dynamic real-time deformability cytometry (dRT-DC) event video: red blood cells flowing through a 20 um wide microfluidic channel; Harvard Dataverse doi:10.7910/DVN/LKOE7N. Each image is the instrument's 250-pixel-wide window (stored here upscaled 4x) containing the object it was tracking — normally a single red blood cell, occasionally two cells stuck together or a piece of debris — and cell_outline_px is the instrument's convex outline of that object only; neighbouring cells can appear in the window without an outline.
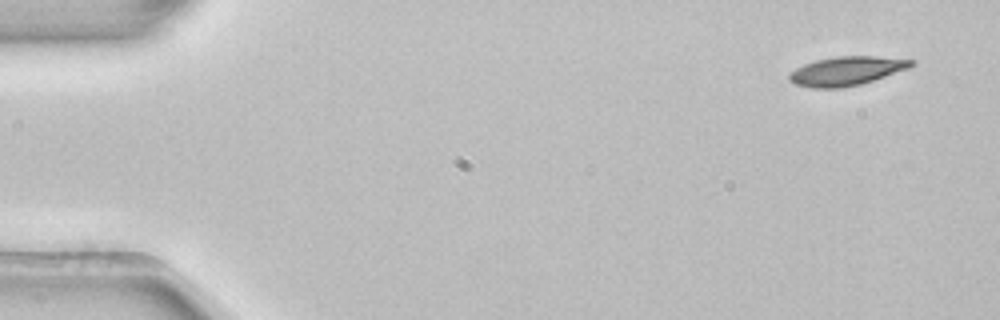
{"species": "common noctule bat (a hibernating species)", "species_latin": "Nyctalus noctula", "temperature_condition": "room temperature", "stored_images_in_passage": 5, "camera_frame_rate_fps": 3000, "um_per_image_px": 0.085, "animal": {"sex": "female", "body_mass_g": 22.7, "forearm_length_mm": 54.2}, "frame": {"image": 1, "passage_image": 1, "time_ms": 0.0, "image_size_px": [1000, 320], "cell_outline_px": [[916, 64], [908, 68], [860, 84], [840, 88], [812, 88], [796, 84], [788, 80], [788, 72], [804, 64], [816, 60], [836, 56], [876, 56], [916, 60]], "centroid_in_image_um": [71.93, 6.02], "position_along_channel_um": 13.1, "area_um2": 20.52}}
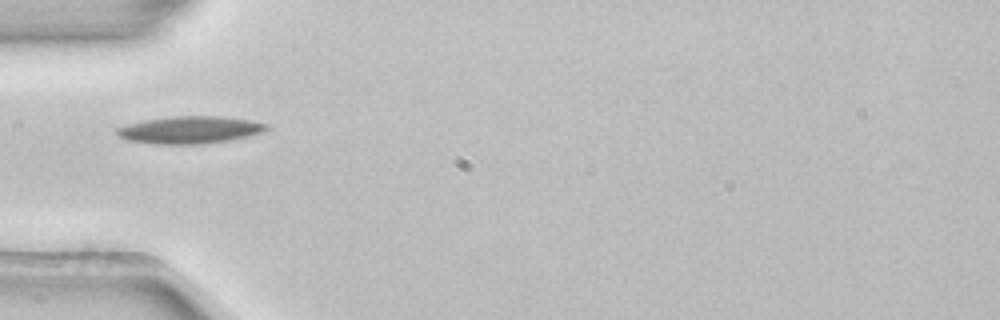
{"frame": {"image": 2, "passage_image": 5, "time_ms": 1.333, "image_size_px": [1000, 320], "cell_outline_px": [[268, 128], [260, 132], [248, 136], [228, 140], [200, 144], [156, 144], [124, 140], [116, 132], [116, 128], [128, 124], [144, 120], [172, 116], [220, 116], [248, 120], [268, 124]], "centroid_in_image_um": [16.09, 11.04], "position_along_channel_um": 68.9, "area_um2": 23.64}}